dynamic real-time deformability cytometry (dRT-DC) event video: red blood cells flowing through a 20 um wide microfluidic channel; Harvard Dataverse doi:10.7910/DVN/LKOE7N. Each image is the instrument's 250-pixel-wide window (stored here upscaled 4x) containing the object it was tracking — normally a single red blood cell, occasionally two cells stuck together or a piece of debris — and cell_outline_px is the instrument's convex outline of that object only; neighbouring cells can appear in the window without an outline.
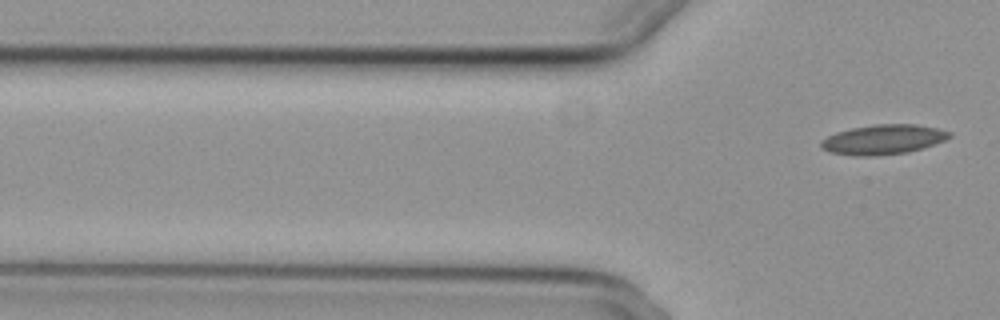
{"species": "common noctule bat (a hibernating species)", "species_latin": "Nyctalus noctula", "temperature_condition": "cold", "stored_images_in_passage": 5, "segment_of_instrument_passage": [2, 2], "camera_frame_rate_fps": 3000, "um_per_image_px": 0.085, "animal": {"sex": "female", "body_mass_g": 29.2, "forearm_length_mm": 56.3}, "frame": {"image": 1, "passage_image": 5, "time_ms": 5.333, "image_size_px": [1000, 320], "cell_outline_px": [[952, 136], [944, 140], [908, 152], [872, 156], [864, 156], [832, 152], [824, 148], [820, 144], [820, 140], [836, 132], [852, 128], [876, 124], [916, 124], [936, 128], [952, 132]], "centroid_in_image_um": [75.09, 11.84], "position_along_channel_um": 50.7, "area_um2": 21.85}}